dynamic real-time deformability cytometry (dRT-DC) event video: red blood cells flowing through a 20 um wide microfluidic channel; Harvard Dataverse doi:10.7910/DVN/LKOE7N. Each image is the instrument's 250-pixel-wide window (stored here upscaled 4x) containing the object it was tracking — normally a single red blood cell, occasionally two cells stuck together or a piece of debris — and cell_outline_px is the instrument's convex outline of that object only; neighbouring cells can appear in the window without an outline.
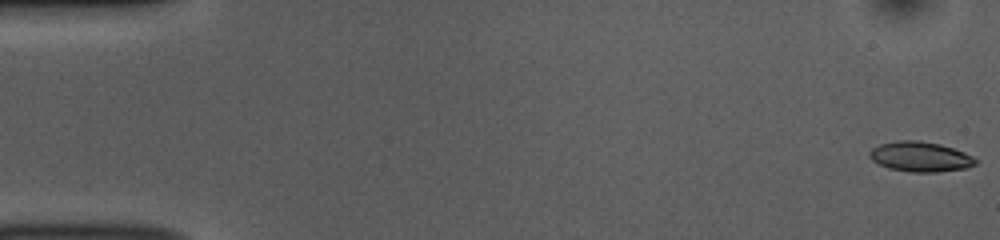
{"species": "common noctule bat (a hibernating species)", "species_latin": "Nyctalus noctula", "temperature_condition": "room temperature", "stored_images_in_passage": 53, "camera_frame_rate_fps": 3000, "um_per_image_px": 0.085, "animal": {"sex": "female", "body_mass_g": 10.0, "forearm_length_mm": 53.1}, "frame": {"image": 1, "passage_image": 1, "time_ms": 0.0, "image_size_px": [1000, 240], "cell_outline_px": [[980, 160], [976, 164], [968, 168], [936, 172], [912, 172], [888, 168], [872, 160], [868, 156], [868, 152], [872, 148], [880, 144], [900, 140], [920, 140], [940, 144], [964, 152]], "centroid_in_image_um": [78.24, 13.32], "position_along_channel_um": 6.8, "area_um2": 18.67}}
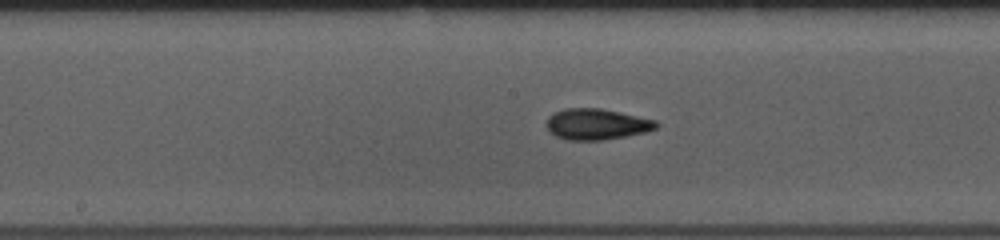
{"frame": {"image": 2, "passage_image": 27, "time_ms": 8.667, "image_size_px": [1000, 240], "cell_outline_px": [[660, 124], [656, 128], [644, 132], [604, 140], [568, 140], [556, 136], [548, 132], [544, 124], [548, 116], [552, 112], [564, 108], [600, 108], [620, 112], [656, 120]], "centroid_in_image_um": [50.64, 10.55], "position_along_channel_um": 197.6, "area_um2": 20.06}}
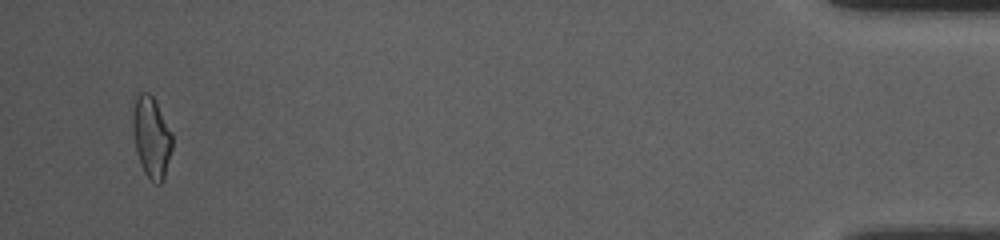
{"frame": {"image": 3, "passage_image": 51, "time_ms": 16.667, "image_size_px": [1000, 240], "cell_outline_px": [[172, 148], [164, 180], [160, 184], [156, 184], [144, 172], [140, 164], [136, 152], [132, 132], [132, 112], [136, 92], [148, 92], [152, 96], [172, 132]], "centroid_in_image_um": [12.85, 11.65], "position_along_channel_um": 422.4, "area_um2": 18.9}, "authors_computed_cell_mechanics": {"area_um2": 18.785, "velocity_mm_per_s": 3.808, "shape_relaxation_time_tau1_ms": 6.5381, "shape_relaxation_time_tau2_ms": 2.5662, "deformation_change_tau1": 0.1545, "deformation_change_tau2": 0.0869}}